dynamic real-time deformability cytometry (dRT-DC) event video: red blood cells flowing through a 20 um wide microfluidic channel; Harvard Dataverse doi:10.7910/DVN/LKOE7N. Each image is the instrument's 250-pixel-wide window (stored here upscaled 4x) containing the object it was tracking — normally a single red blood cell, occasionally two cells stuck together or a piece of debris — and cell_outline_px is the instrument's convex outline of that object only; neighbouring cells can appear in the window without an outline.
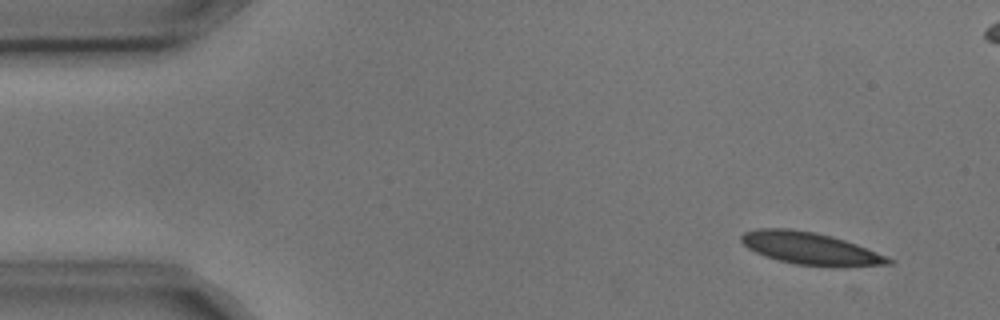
{"species": "common noctule bat (a hibernating species)", "species_latin": "Nyctalus noctula", "temperature_condition": "cold", "stored_images_in_passage": 6, "camera_frame_rate_fps": 3000, "um_per_image_px": 0.085, "animal": {"sex": "male", "body_mass_g": 17.9, "forearm_length_mm": 54.2}, "frame": {"image": 1, "passage_image": 1, "time_ms": 0.0, "image_size_px": [1000, 320], "cell_outline_px": [[896, 264], [844, 268], [840, 268], [796, 264], [764, 256], [748, 248], [740, 240], [740, 236], [744, 232], [756, 228], [788, 228], [816, 232], [832, 236], [856, 244], [896, 260]], "centroid_in_image_um": [68.94, 21.14], "position_along_channel_um": 16.1, "area_um2": 28.15}}
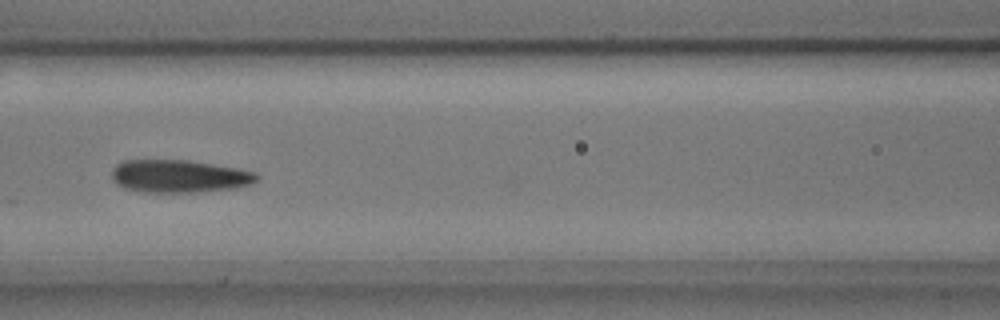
{"frame": {"image": 2, "passage_image": 5, "time_ms": 1.333, "image_size_px": [1000, 320], "cell_outline_px": [[260, 176], [256, 180], [248, 184], [236, 188], [200, 192], [144, 192], [124, 188], [116, 184], [112, 180], [112, 168], [116, 164], [124, 160], [188, 160], [236, 168], [256, 172]], "centroid_in_image_um": [15.2, 14.98], "position_along_channel_um": 151.4, "area_um2": 27.74}}
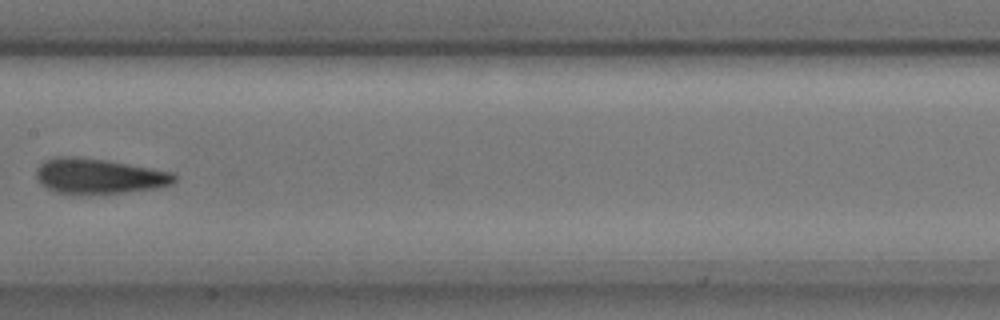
{"frame": {"image": 3, "passage_image": 6, "time_ms": 1.667, "image_size_px": [1000, 320], "cell_outline_px": [[176, 180], [172, 184], [160, 188], [124, 192], [52, 192], [40, 184], [36, 176], [36, 168], [44, 160], [52, 156], [76, 156], [104, 160], [176, 172]], "centroid_in_image_um": [8.41, 14.94], "position_along_channel_um": 199.0, "area_um2": 28.21}}